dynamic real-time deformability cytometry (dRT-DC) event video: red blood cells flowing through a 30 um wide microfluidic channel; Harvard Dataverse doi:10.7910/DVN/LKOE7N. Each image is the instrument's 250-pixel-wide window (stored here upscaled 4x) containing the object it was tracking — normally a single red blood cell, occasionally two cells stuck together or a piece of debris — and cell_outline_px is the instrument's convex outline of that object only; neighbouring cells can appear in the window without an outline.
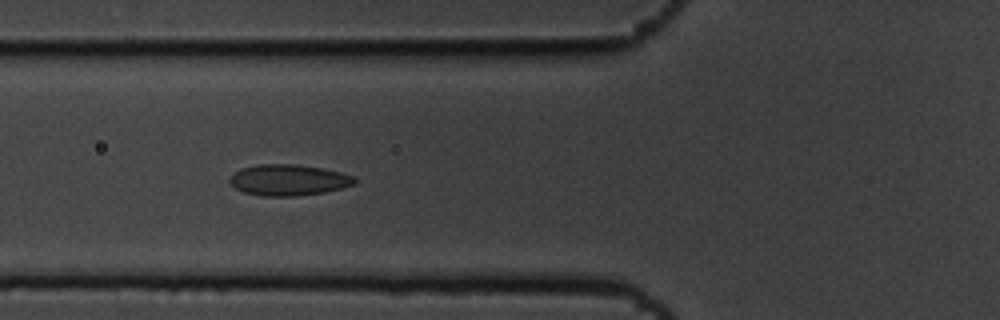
{"species": "common noctule bat (a hibernating species)", "species_latin": "Nyctalus noctula", "temperature_condition": "cold", "stored_images_in_passage": 8, "camera_frame_rate_fps": 3000, "um_per_image_px": 0.085, "animal": {"sex": "male", "body_mass_g": 19.5, "forearm_length_mm": 54.6}, "frame": {"image": 1, "passage_image": 5, "time_ms": 1.333, "image_size_px": [1000, 320], "cell_outline_px": [[356, 184], [324, 192], [296, 196], [260, 196], [244, 192], [236, 188], [228, 180], [240, 168], [256, 164], [296, 164], [324, 168], [356, 176]], "centroid_in_image_um": [24.54, 15.29], "position_along_channel_um": 101.3, "area_um2": 22.72}}
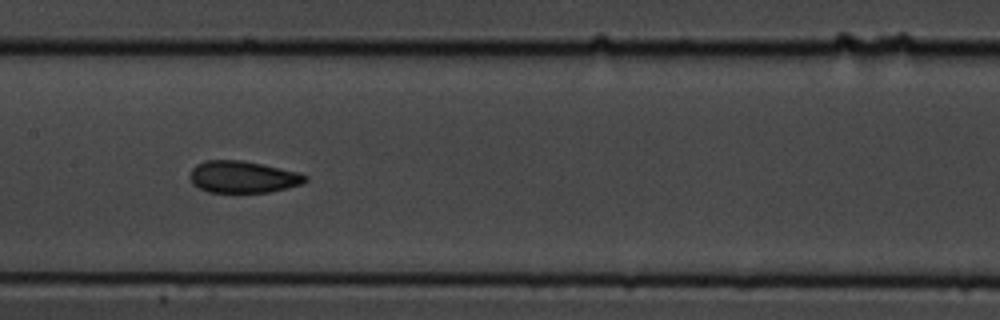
{"frame": {"image": 2, "passage_image": 7, "time_ms": 2.0, "image_size_px": [1000, 320], "cell_outline_px": [[308, 180], [304, 184], [268, 192], [208, 192], [192, 184], [188, 176], [192, 168], [196, 164], [204, 160], [240, 160], [260, 164], [296, 172], [308, 176]], "centroid_in_image_um": [20.6, 15.04], "position_along_channel_um": 186.8, "area_um2": 21.39}}
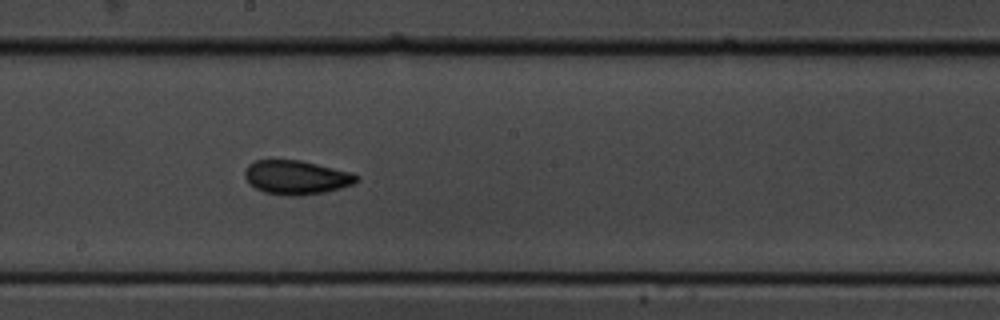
{"frame": {"image": 3, "passage_image": 8, "time_ms": 2.333, "image_size_px": [1000, 320], "cell_outline_px": [[360, 180], [352, 184], [340, 188], [324, 192], [300, 196], [292, 196], [264, 192], [256, 188], [244, 176], [244, 172], [248, 164], [256, 160], [300, 160], [352, 172], [360, 176]], "centroid_in_image_um": [25.22, 15.07], "position_along_channel_um": 223.0, "area_um2": 22.08}}